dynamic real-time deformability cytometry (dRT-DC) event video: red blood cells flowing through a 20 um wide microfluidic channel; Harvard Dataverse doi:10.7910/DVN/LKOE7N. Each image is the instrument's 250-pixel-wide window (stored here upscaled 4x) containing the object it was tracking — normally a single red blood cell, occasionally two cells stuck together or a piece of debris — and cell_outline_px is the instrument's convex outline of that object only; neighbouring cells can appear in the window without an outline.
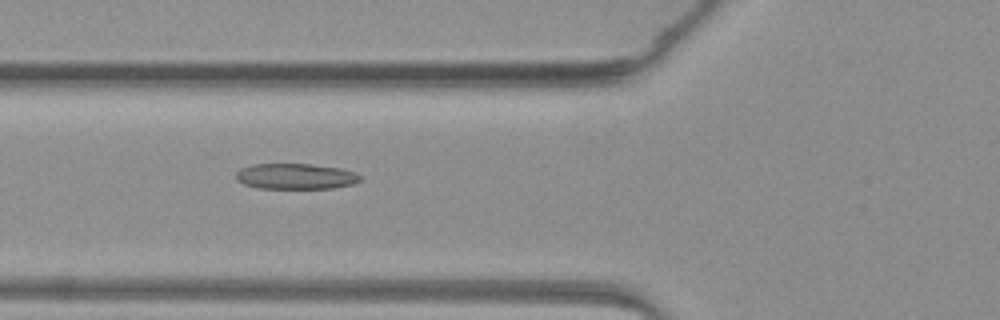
{"species": "common noctule bat (a hibernating species)", "species_latin": "Nyctalus noctula", "temperature_condition": "warm", "stored_images_in_passage": 33, "camera_frame_rate_fps": 3000, "um_per_image_px": 0.085, "animal": {"sex": "female", "body_mass_g": 19.3, "forearm_length_mm": 54.1}, "frame": {"image": 1, "passage_image": 3, "time_ms": 0.667, "image_size_px": [1000, 320], "cell_outline_px": [[360, 180], [352, 184], [332, 188], [260, 188], [244, 184], [236, 180], [236, 172], [240, 168], [252, 164], [312, 164], [340, 168], [356, 172], [360, 176]], "centroid_in_image_um": [25.11, 14.98], "position_along_channel_um": 100.7, "area_um2": 18.55}}
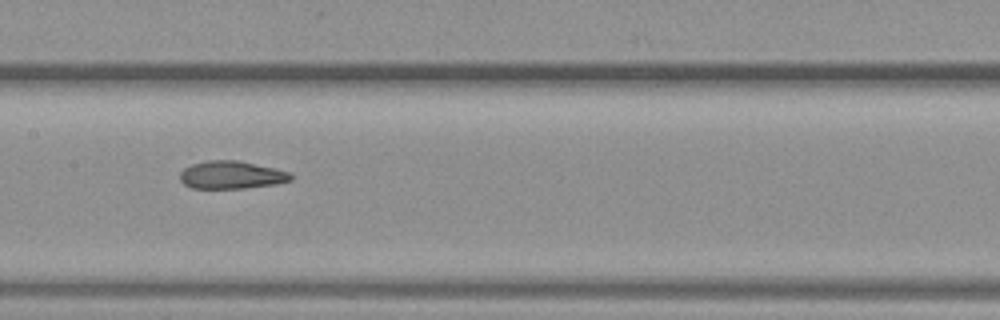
{"frame": {"image": 2, "passage_image": 9, "time_ms": 2.667, "image_size_px": [1000, 320], "cell_outline_px": [[292, 180], [276, 184], [244, 188], [192, 188], [184, 184], [180, 180], [180, 172], [184, 168], [192, 164], [208, 160], [240, 160], [288, 172], [292, 176]], "centroid_in_image_um": [19.64, 14.87], "position_along_channel_um": 187.8, "area_um2": 17.86}}
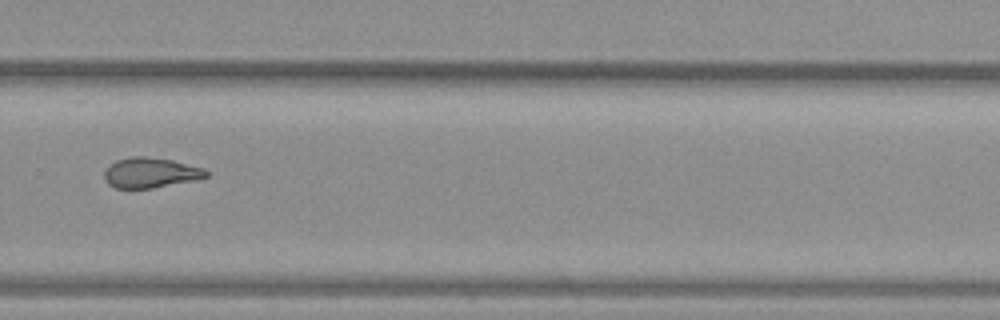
{"frame": {"image": 3, "passage_image": 18, "time_ms": 5.667, "image_size_px": [1000, 320], "cell_outline_px": [[208, 176], [196, 180], [152, 188], [116, 188], [108, 184], [104, 180], [104, 172], [116, 160], [132, 156], [144, 156], [172, 160], [204, 168], [208, 172]], "centroid_in_image_um": [12.8, 14.68], "position_along_channel_um": 317.0, "area_um2": 17.86}}